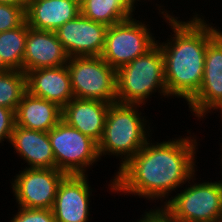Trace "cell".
Listing matches in <instances>:
<instances>
[{
  "label": "cell",
  "instance_id": "6da1fadb",
  "mask_svg": "<svg viewBox=\"0 0 222 222\" xmlns=\"http://www.w3.org/2000/svg\"><path fill=\"white\" fill-rule=\"evenodd\" d=\"M180 136L153 143L150 139L120 169L108 184L109 190L145 198L160 200L163 206L172 191L183 188L195 174L198 141L195 135ZM192 136V137H191ZM186 137V138H185ZM174 139V140H173ZM178 187V188H177ZM165 199V201H164ZM164 202V203H163Z\"/></svg>",
  "mask_w": 222,
  "mask_h": 222
},
{
  "label": "cell",
  "instance_id": "7a4b0ae2",
  "mask_svg": "<svg viewBox=\"0 0 222 222\" xmlns=\"http://www.w3.org/2000/svg\"><path fill=\"white\" fill-rule=\"evenodd\" d=\"M160 7L163 6L157 7L159 14L161 12L162 18L166 19L165 22L174 32L165 42L157 40L164 57L167 93L169 97L188 102L202 84L207 45L221 30L197 13L189 20L182 21Z\"/></svg>",
  "mask_w": 222,
  "mask_h": 222
},
{
  "label": "cell",
  "instance_id": "3957f363",
  "mask_svg": "<svg viewBox=\"0 0 222 222\" xmlns=\"http://www.w3.org/2000/svg\"><path fill=\"white\" fill-rule=\"evenodd\" d=\"M141 106L116 102L108 108L98 153L100 158L105 155L119 157V169L152 138L151 123L141 116L142 112L138 109Z\"/></svg>",
  "mask_w": 222,
  "mask_h": 222
},
{
  "label": "cell",
  "instance_id": "277c9868",
  "mask_svg": "<svg viewBox=\"0 0 222 222\" xmlns=\"http://www.w3.org/2000/svg\"><path fill=\"white\" fill-rule=\"evenodd\" d=\"M157 91L164 98L169 97L164 78V57L158 43L116 71V98L123 104L145 105Z\"/></svg>",
  "mask_w": 222,
  "mask_h": 222
},
{
  "label": "cell",
  "instance_id": "5b68a950",
  "mask_svg": "<svg viewBox=\"0 0 222 222\" xmlns=\"http://www.w3.org/2000/svg\"><path fill=\"white\" fill-rule=\"evenodd\" d=\"M195 175L197 174H194L188 181L190 185L186 184L184 190L169 197L163 207L176 222L221 221L222 183L220 180L195 183Z\"/></svg>",
  "mask_w": 222,
  "mask_h": 222
},
{
  "label": "cell",
  "instance_id": "8992f818",
  "mask_svg": "<svg viewBox=\"0 0 222 222\" xmlns=\"http://www.w3.org/2000/svg\"><path fill=\"white\" fill-rule=\"evenodd\" d=\"M48 136L55 168L67 175H86V171L101 160L98 143L63 120L48 132Z\"/></svg>",
  "mask_w": 222,
  "mask_h": 222
},
{
  "label": "cell",
  "instance_id": "52a82bcc",
  "mask_svg": "<svg viewBox=\"0 0 222 222\" xmlns=\"http://www.w3.org/2000/svg\"><path fill=\"white\" fill-rule=\"evenodd\" d=\"M67 68L74 98L116 103V70L101 56L69 57Z\"/></svg>",
  "mask_w": 222,
  "mask_h": 222
},
{
  "label": "cell",
  "instance_id": "ba28073f",
  "mask_svg": "<svg viewBox=\"0 0 222 222\" xmlns=\"http://www.w3.org/2000/svg\"><path fill=\"white\" fill-rule=\"evenodd\" d=\"M149 25L134 18L111 25L105 35L101 58L116 71L145 54L156 43ZM151 31V32H150Z\"/></svg>",
  "mask_w": 222,
  "mask_h": 222
},
{
  "label": "cell",
  "instance_id": "9c48e42d",
  "mask_svg": "<svg viewBox=\"0 0 222 222\" xmlns=\"http://www.w3.org/2000/svg\"><path fill=\"white\" fill-rule=\"evenodd\" d=\"M67 174L57 168H24L12 178L17 207L52 209L59 184Z\"/></svg>",
  "mask_w": 222,
  "mask_h": 222
},
{
  "label": "cell",
  "instance_id": "30bf717a",
  "mask_svg": "<svg viewBox=\"0 0 222 222\" xmlns=\"http://www.w3.org/2000/svg\"><path fill=\"white\" fill-rule=\"evenodd\" d=\"M222 104V31L207 45L203 81L198 92L187 102L195 117L204 119Z\"/></svg>",
  "mask_w": 222,
  "mask_h": 222
},
{
  "label": "cell",
  "instance_id": "8fae6325",
  "mask_svg": "<svg viewBox=\"0 0 222 222\" xmlns=\"http://www.w3.org/2000/svg\"><path fill=\"white\" fill-rule=\"evenodd\" d=\"M107 28L79 14L55 33L69 57L101 56Z\"/></svg>",
  "mask_w": 222,
  "mask_h": 222
},
{
  "label": "cell",
  "instance_id": "7c38bea8",
  "mask_svg": "<svg viewBox=\"0 0 222 222\" xmlns=\"http://www.w3.org/2000/svg\"><path fill=\"white\" fill-rule=\"evenodd\" d=\"M87 177L70 174L62 179L52 208L56 222H88L92 188Z\"/></svg>",
  "mask_w": 222,
  "mask_h": 222
},
{
  "label": "cell",
  "instance_id": "4fadbf2b",
  "mask_svg": "<svg viewBox=\"0 0 222 222\" xmlns=\"http://www.w3.org/2000/svg\"><path fill=\"white\" fill-rule=\"evenodd\" d=\"M68 59L69 56L54 31L29 27L23 57L25 74L35 69L64 66Z\"/></svg>",
  "mask_w": 222,
  "mask_h": 222
},
{
  "label": "cell",
  "instance_id": "5bb4252c",
  "mask_svg": "<svg viewBox=\"0 0 222 222\" xmlns=\"http://www.w3.org/2000/svg\"><path fill=\"white\" fill-rule=\"evenodd\" d=\"M27 91L64 108L73 98L67 65L28 71Z\"/></svg>",
  "mask_w": 222,
  "mask_h": 222
},
{
  "label": "cell",
  "instance_id": "9a60e30c",
  "mask_svg": "<svg viewBox=\"0 0 222 222\" xmlns=\"http://www.w3.org/2000/svg\"><path fill=\"white\" fill-rule=\"evenodd\" d=\"M109 106L110 103L99 100L73 98L62 109V120L98 143Z\"/></svg>",
  "mask_w": 222,
  "mask_h": 222
},
{
  "label": "cell",
  "instance_id": "2e32d148",
  "mask_svg": "<svg viewBox=\"0 0 222 222\" xmlns=\"http://www.w3.org/2000/svg\"><path fill=\"white\" fill-rule=\"evenodd\" d=\"M9 143L15 153L27 162V168H55V157L48 132L15 125Z\"/></svg>",
  "mask_w": 222,
  "mask_h": 222
},
{
  "label": "cell",
  "instance_id": "e0dca14e",
  "mask_svg": "<svg viewBox=\"0 0 222 222\" xmlns=\"http://www.w3.org/2000/svg\"><path fill=\"white\" fill-rule=\"evenodd\" d=\"M79 14L80 0H36L25 11L29 27L54 32Z\"/></svg>",
  "mask_w": 222,
  "mask_h": 222
},
{
  "label": "cell",
  "instance_id": "ac0fdd59",
  "mask_svg": "<svg viewBox=\"0 0 222 222\" xmlns=\"http://www.w3.org/2000/svg\"><path fill=\"white\" fill-rule=\"evenodd\" d=\"M62 120V108L43 98L24 94L15 111V125L49 132Z\"/></svg>",
  "mask_w": 222,
  "mask_h": 222
},
{
  "label": "cell",
  "instance_id": "d6986e66",
  "mask_svg": "<svg viewBox=\"0 0 222 222\" xmlns=\"http://www.w3.org/2000/svg\"><path fill=\"white\" fill-rule=\"evenodd\" d=\"M133 12L124 0H80V14L107 27L132 18Z\"/></svg>",
  "mask_w": 222,
  "mask_h": 222
},
{
  "label": "cell",
  "instance_id": "ffe728a7",
  "mask_svg": "<svg viewBox=\"0 0 222 222\" xmlns=\"http://www.w3.org/2000/svg\"><path fill=\"white\" fill-rule=\"evenodd\" d=\"M29 26L25 21L21 26L0 32V56L12 69L23 72V57Z\"/></svg>",
  "mask_w": 222,
  "mask_h": 222
},
{
  "label": "cell",
  "instance_id": "44dd1931",
  "mask_svg": "<svg viewBox=\"0 0 222 222\" xmlns=\"http://www.w3.org/2000/svg\"><path fill=\"white\" fill-rule=\"evenodd\" d=\"M27 92V78L22 71L12 70L0 75V105L16 111Z\"/></svg>",
  "mask_w": 222,
  "mask_h": 222
},
{
  "label": "cell",
  "instance_id": "7402d4cb",
  "mask_svg": "<svg viewBox=\"0 0 222 222\" xmlns=\"http://www.w3.org/2000/svg\"><path fill=\"white\" fill-rule=\"evenodd\" d=\"M25 21L26 16L23 8L0 3V32L13 30Z\"/></svg>",
  "mask_w": 222,
  "mask_h": 222
},
{
  "label": "cell",
  "instance_id": "603a6c76",
  "mask_svg": "<svg viewBox=\"0 0 222 222\" xmlns=\"http://www.w3.org/2000/svg\"><path fill=\"white\" fill-rule=\"evenodd\" d=\"M9 222H56L52 209L18 207V212Z\"/></svg>",
  "mask_w": 222,
  "mask_h": 222
},
{
  "label": "cell",
  "instance_id": "cb8c5ba5",
  "mask_svg": "<svg viewBox=\"0 0 222 222\" xmlns=\"http://www.w3.org/2000/svg\"><path fill=\"white\" fill-rule=\"evenodd\" d=\"M15 126V112L12 109L0 105V143L10 141Z\"/></svg>",
  "mask_w": 222,
  "mask_h": 222
},
{
  "label": "cell",
  "instance_id": "d4e9b609",
  "mask_svg": "<svg viewBox=\"0 0 222 222\" xmlns=\"http://www.w3.org/2000/svg\"><path fill=\"white\" fill-rule=\"evenodd\" d=\"M137 222H176L170 213L163 207L159 206L144 212V215Z\"/></svg>",
  "mask_w": 222,
  "mask_h": 222
},
{
  "label": "cell",
  "instance_id": "484cf974",
  "mask_svg": "<svg viewBox=\"0 0 222 222\" xmlns=\"http://www.w3.org/2000/svg\"><path fill=\"white\" fill-rule=\"evenodd\" d=\"M1 4L14 5L16 7H21L26 11L27 6L23 0H0Z\"/></svg>",
  "mask_w": 222,
  "mask_h": 222
},
{
  "label": "cell",
  "instance_id": "4316f807",
  "mask_svg": "<svg viewBox=\"0 0 222 222\" xmlns=\"http://www.w3.org/2000/svg\"><path fill=\"white\" fill-rule=\"evenodd\" d=\"M10 71H12V69L5 63V61L0 56V75L7 74Z\"/></svg>",
  "mask_w": 222,
  "mask_h": 222
},
{
  "label": "cell",
  "instance_id": "83f0119b",
  "mask_svg": "<svg viewBox=\"0 0 222 222\" xmlns=\"http://www.w3.org/2000/svg\"><path fill=\"white\" fill-rule=\"evenodd\" d=\"M134 11L139 0H124ZM135 4V5H134Z\"/></svg>",
  "mask_w": 222,
  "mask_h": 222
},
{
  "label": "cell",
  "instance_id": "f1b7e54d",
  "mask_svg": "<svg viewBox=\"0 0 222 222\" xmlns=\"http://www.w3.org/2000/svg\"><path fill=\"white\" fill-rule=\"evenodd\" d=\"M217 110V112H218V110H219V112H220V117H221V120H222V104L219 106V107H217L216 109H215V111Z\"/></svg>",
  "mask_w": 222,
  "mask_h": 222
},
{
  "label": "cell",
  "instance_id": "f546056e",
  "mask_svg": "<svg viewBox=\"0 0 222 222\" xmlns=\"http://www.w3.org/2000/svg\"><path fill=\"white\" fill-rule=\"evenodd\" d=\"M25 2V5H29L30 3L36 1V0H23Z\"/></svg>",
  "mask_w": 222,
  "mask_h": 222
},
{
  "label": "cell",
  "instance_id": "4dcf8cb0",
  "mask_svg": "<svg viewBox=\"0 0 222 222\" xmlns=\"http://www.w3.org/2000/svg\"><path fill=\"white\" fill-rule=\"evenodd\" d=\"M221 156H222V155H221ZM220 164H221V166H222V158H221V163H220ZM221 169H222V168H221ZM220 182L222 183V180H220Z\"/></svg>",
  "mask_w": 222,
  "mask_h": 222
}]
</instances>
